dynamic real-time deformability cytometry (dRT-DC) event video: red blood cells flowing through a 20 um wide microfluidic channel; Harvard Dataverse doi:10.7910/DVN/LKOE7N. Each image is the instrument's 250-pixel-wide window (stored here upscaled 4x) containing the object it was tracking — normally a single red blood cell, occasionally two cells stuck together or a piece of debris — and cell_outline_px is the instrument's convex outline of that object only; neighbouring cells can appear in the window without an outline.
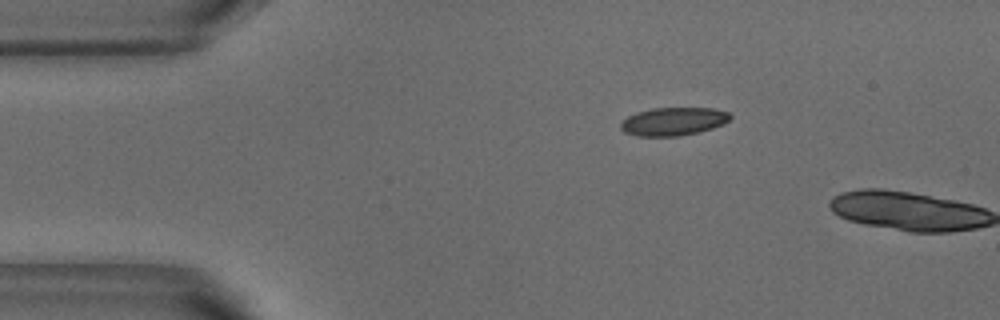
{"species": "common noctule bat (a hibernating species)", "species_latin": "Nyctalus noctula", "temperature_condition": "warm", "stored_images_in_passage": 2, "camera_frame_rate_fps": 3000, "um_per_image_px": 0.085, "animal": {"sex": "male", "body_mass_g": 18.8}, "frame": {"image": 1, "passage_image": 1, "time_ms": 0.0, "image_size_px": [1000, 320], "cell_outline_px": [[732, 116], [724, 124], [700, 132], [680, 136], [636, 136], [624, 132], [620, 128], [620, 120], [636, 112], [652, 108], [712, 108], [728, 112]], "centroid_in_image_um": [57.2, 10.32], "position_along_channel_um": 27.8, "area_um2": 18.15}}